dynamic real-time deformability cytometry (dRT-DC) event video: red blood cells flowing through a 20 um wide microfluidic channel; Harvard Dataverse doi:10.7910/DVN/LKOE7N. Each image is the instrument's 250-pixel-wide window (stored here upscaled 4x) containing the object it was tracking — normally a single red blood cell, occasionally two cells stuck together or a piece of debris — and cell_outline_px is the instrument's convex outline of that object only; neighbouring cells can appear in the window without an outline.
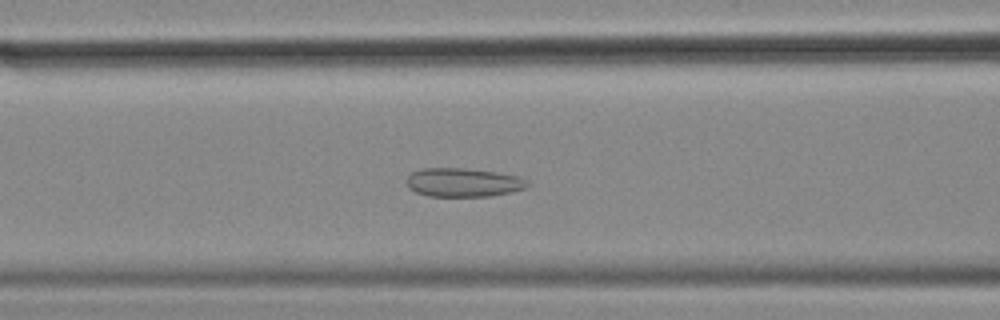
{"species": "common noctule bat (a hibernating species)", "species_latin": "Nyctalus noctula", "temperature_condition": "cold", "stored_images_in_passage": 58, "camera_frame_rate_fps": 3000, "um_per_image_px": 0.085, "animal": {"sex": "female", "body_mass_g": 18.4}, "frame": {"image": 1, "passage_image": 23, "time_ms": 7.333, "image_size_px": [1000, 320], "cell_outline_px": [[532, 184], [528, 188], [492, 196], [428, 196], [416, 192], [408, 188], [408, 176], [412, 172], [424, 168], [464, 168], [496, 172], [520, 176]], "centroid_in_image_um": [39.43, 15.51], "position_along_channel_um": 127.2, "area_um2": 20.35}}
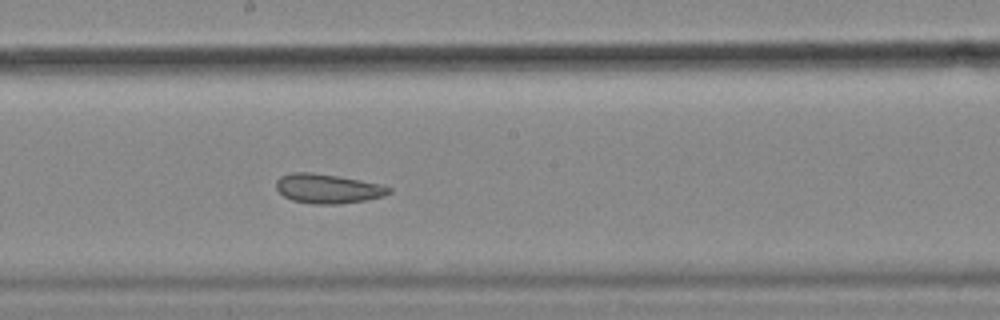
{"frame": {"image": 2, "passage_image": 31, "time_ms": 10.0, "image_size_px": [1000, 320], "cell_outline_px": [[392, 192], [384, 196], [364, 200], [340, 204], [312, 204], [292, 200], [284, 196], [276, 188], [276, 180], [280, 176], [292, 172], [312, 172], [384, 184], [392, 188]], "centroid_in_image_um": [27.88, 16.03], "position_along_channel_um": 220.3, "area_um2": 19.42}}
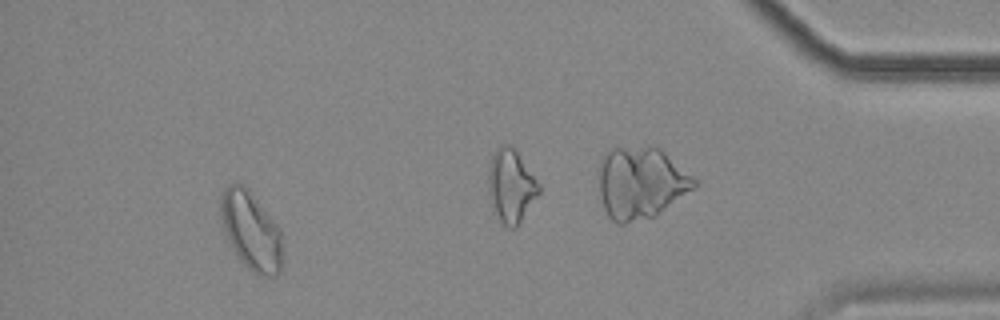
{"frame": {"image": 3, "passage_image": 53, "time_ms": 17.333, "image_size_px": [1000, 320], "cell_outline_px": [[280, 272], [276, 276], [260, 276], [252, 272], [240, 260], [228, 240], [224, 228], [220, 212], [220, 196], [224, 188], [228, 184], [244, 184], [248, 188], [280, 228]], "centroid_in_image_um": [21.31, 19.59], "position_along_channel_um": 413.9, "area_um2": 27.86}, "authors_computed_cell_mechanics": {"area_um2": 24.0159, "velocity_mm_per_s": 3.5086, "shape_relaxation_time_tau1_ms": null, "shape_relaxation_time_tau2_ms": 3.621, "deformation_change_tau1": null, "deformation_change_tau2": 0.1011}}